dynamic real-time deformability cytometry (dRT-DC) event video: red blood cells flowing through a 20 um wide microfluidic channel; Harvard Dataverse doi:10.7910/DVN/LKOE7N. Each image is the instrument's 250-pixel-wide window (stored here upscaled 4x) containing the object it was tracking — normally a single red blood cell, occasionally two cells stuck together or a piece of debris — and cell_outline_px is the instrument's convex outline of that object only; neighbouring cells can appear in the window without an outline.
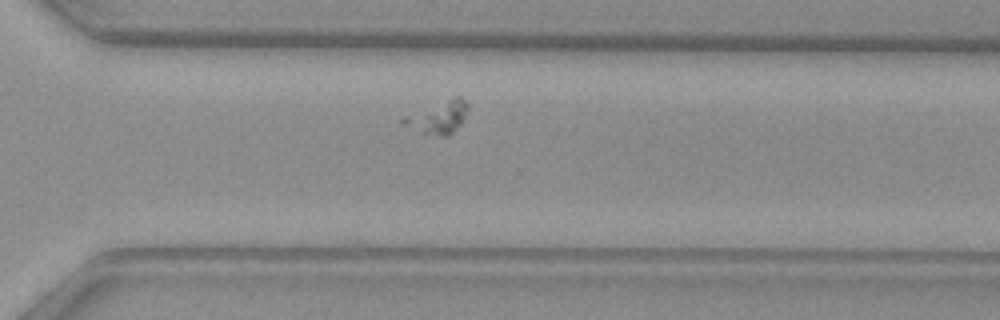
{"species": "common noctule bat (a hibernating species)", "species_latin": "Nyctalus noctula", "temperature_condition": "warm", "stored_images_in_passage": 36, "camera_frame_rate_fps": 3000, "um_per_image_px": 0.085, "animal": {"sex": "female", "body_mass_g": 29.2, "forearm_length_mm": 56.3}, "frame": {"image": 1, "passage_image": 26, "time_ms": 8.333, "image_size_px": [1000, 320], "cell_outline_px": [[468, 108], [460, 124], [448, 136], [440, 136], [420, 132], [400, 124], [400, 120], [404, 116], [452, 96], [460, 96], [468, 100]], "centroid_in_image_um": [37.24, 9.94], "position_along_channel_um": 333.4, "area_um2": 12.31}}
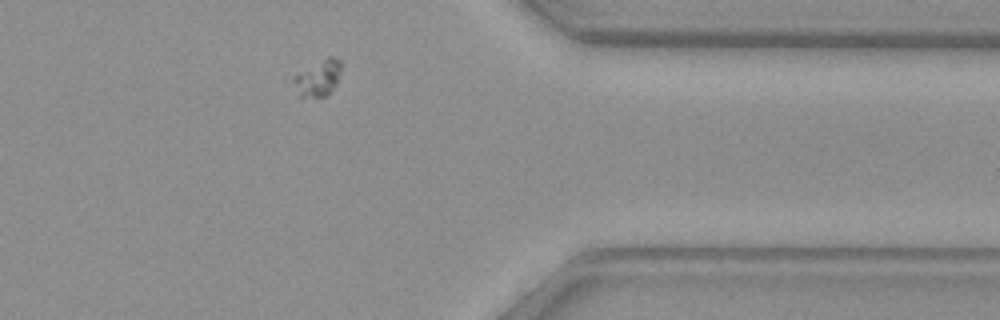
{"frame": {"image": 2, "passage_image": 31, "time_ms": 10.0, "image_size_px": [1000, 320], "cell_outline_px": [[340, 72], [336, 84], [324, 96], [300, 100], [292, 80], [292, 76], [328, 56], [332, 56], [340, 60]], "centroid_in_image_um": [26.98, 6.67], "position_along_channel_um": 384.4, "area_um2": 10.12}}